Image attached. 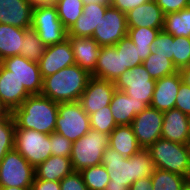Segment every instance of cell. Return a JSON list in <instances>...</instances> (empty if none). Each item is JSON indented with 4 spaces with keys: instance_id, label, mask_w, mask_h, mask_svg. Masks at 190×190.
<instances>
[{
    "instance_id": "1",
    "label": "cell",
    "mask_w": 190,
    "mask_h": 190,
    "mask_svg": "<svg viewBox=\"0 0 190 190\" xmlns=\"http://www.w3.org/2000/svg\"><path fill=\"white\" fill-rule=\"evenodd\" d=\"M101 164L104 165L110 178L105 190H129L131 184L138 179L151 176L155 170L150 153L144 148L127 158L107 147Z\"/></svg>"
},
{
    "instance_id": "2",
    "label": "cell",
    "mask_w": 190,
    "mask_h": 190,
    "mask_svg": "<svg viewBox=\"0 0 190 190\" xmlns=\"http://www.w3.org/2000/svg\"><path fill=\"white\" fill-rule=\"evenodd\" d=\"M11 114L15 128L51 134L55 131L58 103L41 94L30 95Z\"/></svg>"
},
{
    "instance_id": "3",
    "label": "cell",
    "mask_w": 190,
    "mask_h": 190,
    "mask_svg": "<svg viewBox=\"0 0 190 190\" xmlns=\"http://www.w3.org/2000/svg\"><path fill=\"white\" fill-rule=\"evenodd\" d=\"M90 77L91 74L77 64L63 68L43 78L41 95L57 103L77 102Z\"/></svg>"
},
{
    "instance_id": "4",
    "label": "cell",
    "mask_w": 190,
    "mask_h": 190,
    "mask_svg": "<svg viewBox=\"0 0 190 190\" xmlns=\"http://www.w3.org/2000/svg\"><path fill=\"white\" fill-rule=\"evenodd\" d=\"M147 150L155 168L190 178V144L158 139Z\"/></svg>"
},
{
    "instance_id": "5",
    "label": "cell",
    "mask_w": 190,
    "mask_h": 190,
    "mask_svg": "<svg viewBox=\"0 0 190 190\" xmlns=\"http://www.w3.org/2000/svg\"><path fill=\"white\" fill-rule=\"evenodd\" d=\"M109 147V135L90 128L80 139L72 144L71 164L73 171L101 164L105 149Z\"/></svg>"
},
{
    "instance_id": "6",
    "label": "cell",
    "mask_w": 190,
    "mask_h": 190,
    "mask_svg": "<svg viewBox=\"0 0 190 190\" xmlns=\"http://www.w3.org/2000/svg\"><path fill=\"white\" fill-rule=\"evenodd\" d=\"M50 134L33 129L15 128L14 149L34 168L51 156Z\"/></svg>"
},
{
    "instance_id": "7",
    "label": "cell",
    "mask_w": 190,
    "mask_h": 190,
    "mask_svg": "<svg viewBox=\"0 0 190 190\" xmlns=\"http://www.w3.org/2000/svg\"><path fill=\"white\" fill-rule=\"evenodd\" d=\"M90 130L89 115L80 103H58L55 132L62 134L71 142L80 139Z\"/></svg>"
},
{
    "instance_id": "8",
    "label": "cell",
    "mask_w": 190,
    "mask_h": 190,
    "mask_svg": "<svg viewBox=\"0 0 190 190\" xmlns=\"http://www.w3.org/2000/svg\"><path fill=\"white\" fill-rule=\"evenodd\" d=\"M35 168L15 149L6 153L0 161V188H31Z\"/></svg>"
},
{
    "instance_id": "9",
    "label": "cell",
    "mask_w": 190,
    "mask_h": 190,
    "mask_svg": "<svg viewBox=\"0 0 190 190\" xmlns=\"http://www.w3.org/2000/svg\"><path fill=\"white\" fill-rule=\"evenodd\" d=\"M156 80L148 73L143 64L125 71L114 82L116 90L125 92L135 101L145 102L148 106L152 101Z\"/></svg>"
},
{
    "instance_id": "10",
    "label": "cell",
    "mask_w": 190,
    "mask_h": 190,
    "mask_svg": "<svg viewBox=\"0 0 190 190\" xmlns=\"http://www.w3.org/2000/svg\"><path fill=\"white\" fill-rule=\"evenodd\" d=\"M31 27L37 32L45 46L61 43L67 39L68 30L59 20L54 5L35 6Z\"/></svg>"
},
{
    "instance_id": "11",
    "label": "cell",
    "mask_w": 190,
    "mask_h": 190,
    "mask_svg": "<svg viewBox=\"0 0 190 190\" xmlns=\"http://www.w3.org/2000/svg\"><path fill=\"white\" fill-rule=\"evenodd\" d=\"M0 64L8 71H12V74L19 79L30 95L41 94L43 78L38 62L28 60L21 55H15L3 59Z\"/></svg>"
},
{
    "instance_id": "12",
    "label": "cell",
    "mask_w": 190,
    "mask_h": 190,
    "mask_svg": "<svg viewBox=\"0 0 190 190\" xmlns=\"http://www.w3.org/2000/svg\"><path fill=\"white\" fill-rule=\"evenodd\" d=\"M128 28L126 13L113 6L107 7L104 17L92 35L97 43L103 46H114L120 39L127 36Z\"/></svg>"
},
{
    "instance_id": "13",
    "label": "cell",
    "mask_w": 190,
    "mask_h": 190,
    "mask_svg": "<svg viewBox=\"0 0 190 190\" xmlns=\"http://www.w3.org/2000/svg\"><path fill=\"white\" fill-rule=\"evenodd\" d=\"M163 112L151 106L137 114L131 122L133 133L139 145L147 149L161 138Z\"/></svg>"
},
{
    "instance_id": "14",
    "label": "cell",
    "mask_w": 190,
    "mask_h": 190,
    "mask_svg": "<svg viewBox=\"0 0 190 190\" xmlns=\"http://www.w3.org/2000/svg\"><path fill=\"white\" fill-rule=\"evenodd\" d=\"M115 90L114 82L91 76L78 102L82 109L90 115L100 108L110 105Z\"/></svg>"
},
{
    "instance_id": "15",
    "label": "cell",
    "mask_w": 190,
    "mask_h": 190,
    "mask_svg": "<svg viewBox=\"0 0 190 190\" xmlns=\"http://www.w3.org/2000/svg\"><path fill=\"white\" fill-rule=\"evenodd\" d=\"M74 64L76 63L73 49L68 38L61 43L46 46L44 54L38 61L42 78Z\"/></svg>"
},
{
    "instance_id": "16",
    "label": "cell",
    "mask_w": 190,
    "mask_h": 190,
    "mask_svg": "<svg viewBox=\"0 0 190 190\" xmlns=\"http://www.w3.org/2000/svg\"><path fill=\"white\" fill-rule=\"evenodd\" d=\"M30 96L19 79L0 64V102L12 113Z\"/></svg>"
},
{
    "instance_id": "17",
    "label": "cell",
    "mask_w": 190,
    "mask_h": 190,
    "mask_svg": "<svg viewBox=\"0 0 190 190\" xmlns=\"http://www.w3.org/2000/svg\"><path fill=\"white\" fill-rule=\"evenodd\" d=\"M161 138L181 144H190L189 116L177 108L164 111Z\"/></svg>"
},
{
    "instance_id": "18",
    "label": "cell",
    "mask_w": 190,
    "mask_h": 190,
    "mask_svg": "<svg viewBox=\"0 0 190 190\" xmlns=\"http://www.w3.org/2000/svg\"><path fill=\"white\" fill-rule=\"evenodd\" d=\"M181 82L179 71L156 80L150 106L162 112L174 108Z\"/></svg>"
},
{
    "instance_id": "19",
    "label": "cell",
    "mask_w": 190,
    "mask_h": 190,
    "mask_svg": "<svg viewBox=\"0 0 190 190\" xmlns=\"http://www.w3.org/2000/svg\"><path fill=\"white\" fill-rule=\"evenodd\" d=\"M33 8L27 0H0V24L30 28Z\"/></svg>"
},
{
    "instance_id": "20",
    "label": "cell",
    "mask_w": 190,
    "mask_h": 190,
    "mask_svg": "<svg viewBox=\"0 0 190 190\" xmlns=\"http://www.w3.org/2000/svg\"><path fill=\"white\" fill-rule=\"evenodd\" d=\"M127 70L123 69L121 51H117L115 46H103L99 51L97 64L91 76L115 82Z\"/></svg>"
},
{
    "instance_id": "21",
    "label": "cell",
    "mask_w": 190,
    "mask_h": 190,
    "mask_svg": "<svg viewBox=\"0 0 190 190\" xmlns=\"http://www.w3.org/2000/svg\"><path fill=\"white\" fill-rule=\"evenodd\" d=\"M164 13L155 0L141 4L126 13L127 27L163 29Z\"/></svg>"
},
{
    "instance_id": "22",
    "label": "cell",
    "mask_w": 190,
    "mask_h": 190,
    "mask_svg": "<svg viewBox=\"0 0 190 190\" xmlns=\"http://www.w3.org/2000/svg\"><path fill=\"white\" fill-rule=\"evenodd\" d=\"M109 106L117 125H131L134 117L148 107L119 90H115Z\"/></svg>"
},
{
    "instance_id": "23",
    "label": "cell",
    "mask_w": 190,
    "mask_h": 190,
    "mask_svg": "<svg viewBox=\"0 0 190 190\" xmlns=\"http://www.w3.org/2000/svg\"><path fill=\"white\" fill-rule=\"evenodd\" d=\"M67 38L73 49L75 63L91 74L95 70L101 46L92 37Z\"/></svg>"
},
{
    "instance_id": "24",
    "label": "cell",
    "mask_w": 190,
    "mask_h": 190,
    "mask_svg": "<svg viewBox=\"0 0 190 190\" xmlns=\"http://www.w3.org/2000/svg\"><path fill=\"white\" fill-rule=\"evenodd\" d=\"M109 6L100 4L84 5L83 13L76 22L69 28L67 36L92 37L96 26H99L105 11Z\"/></svg>"
},
{
    "instance_id": "25",
    "label": "cell",
    "mask_w": 190,
    "mask_h": 190,
    "mask_svg": "<svg viewBox=\"0 0 190 190\" xmlns=\"http://www.w3.org/2000/svg\"><path fill=\"white\" fill-rule=\"evenodd\" d=\"M73 172L70 157L51 155L35 167V178L47 181H61Z\"/></svg>"
},
{
    "instance_id": "26",
    "label": "cell",
    "mask_w": 190,
    "mask_h": 190,
    "mask_svg": "<svg viewBox=\"0 0 190 190\" xmlns=\"http://www.w3.org/2000/svg\"><path fill=\"white\" fill-rule=\"evenodd\" d=\"M109 147L127 158L142 149L131 125H117L109 134Z\"/></svg>"
},
{
    "instance_id": "27",
    "label": "cell",
    "mask_w": 190,
    "mask_h": 190,
    "mask_svg": "<svg viewBox=\"0 0 190 190\" xmlns=\"http://www.w3.org/2000/svg\"><path fill=\"white\" fill-rule=\"evenodd\" d=\"M26 29L0 24V61L7 57L20 55Z\"/></svg>"
},
{
    "instance_id": "28",
    "label": "cell",
    "mask_w": 190,
    "mask_h": 190,
    "mask_svg": "<svg viewBox=\"0 0 190 190\" xmlns=\"http://www.w3.org/2000/svg\"><path fill=\"white\" fill-rule=\"evenodd\" d=\"M127 36L138 47L140 58L144 61L152 52L153 41L156 39L160 30L148 27H127Z\"/></svg>"
},
{
    "instance_id": "29",
    "label": "cell",
    "mask_w": 190,
    "mask_h": 190,
    "mask_svg": "<svg viewBox=\"0 0 190 190\" xmlns=\"http://www.w3.org/2000/svg\"><path fill=\"white\" fill-rule=\"evenodd\" d=\"M163 30L174 37L190 38V8L187 7L179 12L166 14Z\"/></svg>"
},
{
    "instance_id": "30",
    "label": "cell",
    "mask_w": 190,
    "mask_h": 190,
    "mask_svg": "<svg viewBox=\"0 0 190 190\" xmlns=\"http://www.w3.org/2000/svg\"><path fill=\"white\" fill-rule=\"evenodd\" d=\"M142 64L154 80L178 72L173 62L169 60L167 56L158 55L153 51Z\"/></svg>"
},
{
    "instance_id": "31",
    "label": "cell",
    "mask_w": 190,
    "mask_h": 190,
    "mask_svg": "<svg viewBox=\"0 0 190 190\" xmlns=\"http://www.w3.org/2000/svg\"><path fill=\"white\" fill-rule=\"evenodd\" d=\"M188 180L185 176L158 168L151 175L153 190H181Z\"/></svg>"
},
{
    "instance_id": "32",
    "label": "cell",
    "mask_w": 190,
    "mask_h": 190,
    "mask_svg": "<svg viewBox=\"0 0 190 190\" xmlns=\"http://www.w3.org/2000/svg\"><path fill=\"white\" fill-rule=\"evenodd\" d=\"M54 6L57 9L59 20L67 30L83 13L84 7L82 0H58Z\"/></svg>"
},
{
    "instance_id": "33",
    "label": "cell",
    "mask_w": 190,
    "mask_h": 190,
    "mask_svg": "<svg viewBox=\"0 0 190 190\" xmlns=\"http://www.w3.org/2000/svg\"><path fill=\"white\" fill-rule=\"evenodd\" d=\"M46 46L39 38L37 32L32 28H27L24 33V42L20 48V55L28 60L38 62L44 54Z\"/></svg>"
},
{
    "instance_id": "34",
    "label": "cell",
    "mask_w": 190,
    "mask_h": 190,
    "mask_svg": "<svg viewBox=\"0 0 190 190\" xmlns=\"http://www.w3.org/2000/svg\"><path fill=\"white\" fill-rule=\"evenodd\" d=\"M80 173L89 190H105L110 181L108 172L103 164L84 168Z\"/></svg>"
},
{
    "instance_id": "35",
    "label": "cell",
    "mask_w": 190,
    "mask_h": 190,
    "mask_svg": "<svg viewBox=\"0 0 190 190\" xmlns=\"http://www.w3.org/2000/svg\"><path fill=\"white\" fill-rule=\"evenodd\" d=\"M117 51H121L123 60V69H132L133 67L140 65L143 61L140 58V51L138 47L131 41L128 36L120 39L115 45Z\"/></svg>"
},
{
    "instance_id": "36",
    "label": "cell",
    "mask_w": 190,
    "mask_h": 190,
    "mask_svg": "<svg viewBox=\"0 0 190 190\" xmlns=\"http://www.w3.org/2000/svg\"><path fill=\"white\" fill-rule=\"evenodd\" d=\"M90 128L109 135L117 126L112 115L110 106H104L93 114L89 115Z\"/></svg>"
},
{
    "instance_id": "37",
    "label": "cell",
    "mask_w": 190,
    "mask_h": 190,
    "mask_svg": "<svg viewBox=\"0 0 190 190\" xmlns=\"http://www.w3.org/2000/svg\"><path fill=\"white\" fill-rule=\"evenodd\" d=\"M15 121L11 113L0 120V161L14 149Z\"/></svg>"
},
{
    "instance_id": "38",
    "label": "cell",
    "mask_w": 190,
    "mask_h": 190,
    "mask_svg": "<svg viewBox=\"0 0 190 190\" xmlns=\"http://www.w3.org/2000/svg\"><path fill=\"white\" fill-rule=\"evenodd\" d=\"M173 64L178 71L190 66V38L173 36Z\"/></svg>"
},
{
    "instance_id": "39",
    "label": "cell",
    "mask_w": 190,
    "mask_h": 190,
    "mask_svg": "<svg viewBox=\"0 0 190 190\" xmlns=\"http://www.w3.org/2000/svg\"><path fill=\"white\" fill-rule=\"evenodd\" d=\"M152 51L158 55L167 56L173 62V36L160 30L153 41Z\"/></svg>"
},
{
    "instance_id": "40",
    "label": "cell",
    "mask_w": 190,
    "mask_h": 190,
    "mask_svg": "<svg viewBox=\"0 0 190 190\" xmlns=\"http://www.w3.org/2000/svg\"><path fill=\"white\" fill-rule=\"evenodd\" d=\"M51 155L70 157L73 142L62 134L53 132L50 134Z\"/></svg>"
},
{
    "instance_id": "41",
    "label": "cell",
    "mask_w": 190,
    "mask_h": 190,
    "mask_svg": "<svg viewBox=\"0 0 190 190\" xmlns=\"http://www.w3.org/2000/svg\"><path fill=\"white\" fill-rule=\"evenodd\" d=\"M60 190H89L84 183L82 174L73 171L60 181Z\"/></svg>"
},
{
    "instance_id": "42",
    "label": "cell",
    "mask_w": 190,
    "mask_h": 190,
    "mask_svg": "<svg viewBox=\"0 0 190 190\" xmlns=\"http://www.w3.org/2000/svg\"><path fill=\"white\" fill-rule=\"evenodd\" d=\"M174 108L190 116V86L186 85L184 82L180 84Z\"/></svg>"
},
{
    "instance_id": "43",
    "label": "cell",
    "mask_w": 190,
    "mask_h": 190,
    "mask_svg": "<svg viewBox=\"0 0 190 190\" xmlns=\"http://www.w3.org/2000/svg\"><path fill=\"white\" fill-rule=\"evenodd\" d=\"M164 15L179 12L188 7L187 0H155Z\"/></svg>"
},
{
    "instance_id": "44",
    "label": "cell",
    "mask_w": 190,
    "mask_h": 190,
    "mask_svg": "<svg viewBox=\"0 0 190 190\" xmlns=\"http://www.w3.org/2000/svg\"><path fill=\"white\" fill-rule=\"evenodd\" d=\"M148 1L150 0H112L111 6L119 9L123 13H127L129 10L147 3Z\"/></svg>"
},
{
    "instance_id": "45",
    "label": "cell",
    "mask_w": 190,
    "mask_h": 190,
    "mask_svg": "<svg viewBox=\"0 0 190 190\" xmlns=\"http://www.w3.org/2000/svg\"><path fill=\"white\" fill-rule=\"evenodd\" d=\"M31 190H60V181H47L34 178Z\"/></svg>"
},
{
    "instance_id": "46",
    "label": "cell",
    "mask_w": 190,
    "mask_h": 190,
    "mask_svg": "<svg viewBox=\"0 0 190 190\" xmlns=\"http://www.w3.org/2000/svg\"><path fill=\"white\" fill-rule=\"evenodd\" d=\"M129 190H153L151 176L138 179L131 184Z\"/></svg>"
},
{
    "instance_id": "47",
    "label": "cell",
    "mask_w": 190,
    "mask_h": 190,
    "mask_svg": "<svg viewBox=\"0 0 190 190\" xmlns=\"http://www.w3.org/2000/svg\"><path fill=\"white\" fill-rule=\"evenodd\" d=\"M182 82H184L186 85L190 86V66L181 68L179 70Z\"/></svg>"
},
{
    "instance_id": "48",
    "label": "cell",
    "mask_w": 190,
    "mask_h": 190,
    "mask_svg": "<svg viewBox=\"0 0 190 190\" xmlns=\"http://www.w3.org/2000/svg\"><path fill=\"white\" fill-rule=\"evenodd\" d=\"M33 7L44 6V5H54L58 0H27Z\"/></svg>"
},
{
    "instance_id": "49",
    "label": "cell",
    "mask_w": 190,
    "mask_h": 190,
    "mask_svg": "<svg viewBox=\"0 0 190 190\" xmlns=\"http://www.w3.org/2000/svg\"><path fill=\"white\" fill-rule=\"evenodd\" d=\"M83 5H88L91 3L100 4L103 6H111L112 0H82Z\"/></svg>"
},
{
    "instance_id": "50",
    "label": "cell",
    "mask_w": 190,
    "mask_h": 190,
    "mask_svg": "<svg viewBox=\"0 0 190 190\" xmlns=\"http://www.w3.org/2000/svg\"><path fill=\"white\" fill-rule=\"evenodd\" d=\"M10 112L0 102V120L4 119Z\"/></svg>"
},
{
    "instance_id": "51",
    "label": "cell",
    "mask_w": 190,
    "mask_h": 190,
    "mask_svg": "<svg viewBox=\"0 0 190 190\" xmlns=\"http://www.w3.org/2000/svg\"><path fill=\"white\" fill-rule=\"evenodd\" d=\"M0 190H31V188H23V187H2Z\"/></svg>"
},
{
    "instance_id": "52",
    "label": "cell",
    "mask_w": 190,
    "mask_h": 190,
    "mask_svg": "<svg viewBox=\"0 0 190 190\" xmlns=\"http://www.w3.org/2000/svg\"><path fill=\"white\" fill-rule=\"evenodd\" d=\"M181 190H190V180H188Z\"/></svg>"
},
{
    "instance_id": "53",
    "label": "cell",
    "mask_w": 190,
    "mask_h": 190,
    "mask_svg": "<svg viewBox=\"0 0 190 190\" xmlns=\"http://www.w3.org/2000/svg\"><path fill=\"white\" fill-rule=\"evenodd\" d=\"M188 1V7L190 8V0H187Z\"/></svg>"
},
{
    "instance_id": "54",
    "label": "cell",
    "mask_w": 190,
    "mask_h": 190,
    "mask_svg": "<svg viewBox=\"0 0 190 190\" xmlns=\"http://www.w3.org/2000/svg\"><path fill=\"white\" fill-rule=\"evenodd\" d=\"M189 132H190V116H189Z\"/></svg>"
}]
</instances>
